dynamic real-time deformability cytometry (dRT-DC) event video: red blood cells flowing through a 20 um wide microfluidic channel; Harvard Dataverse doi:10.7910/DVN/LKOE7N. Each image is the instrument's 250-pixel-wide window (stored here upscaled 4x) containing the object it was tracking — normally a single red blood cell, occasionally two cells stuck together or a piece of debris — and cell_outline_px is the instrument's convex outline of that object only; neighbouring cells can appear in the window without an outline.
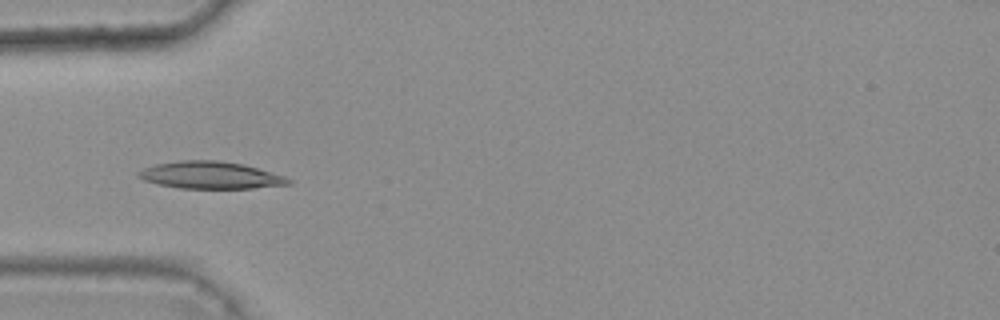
{"species": "common noctule bat (a hibernating species)", "species_latin": "Nyctalus noctula", "temperature_condition": "warm", "stored_images_in_passage": 45, "camera_frame_rate_fps": 3000, "um_per_image_px": 0.085, "animal": {"sex": "female", "body_mass_g": 25.1}, "frame": {"image": 1, "passage_image": 16, "time_ms": 5.0, "image_size_px": [1000, 320], "cell_outline_px": [[292, 184], [252, 188], [180, 188], [160, 184], [144, 180], [136, 176], [136, 172], [144, 168], [156, 164], [180, 160], [216, 160], [244, 164], [284, 176], [292, 180]], "centroid_in_image_um": [17.89, 14.88], "position_along_channel_um": 67.1, "area_um2": 23.64}}
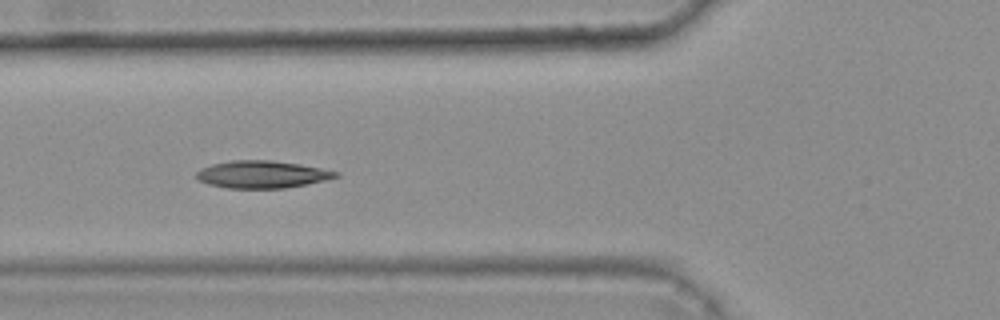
{"frame": {"image": 2, "passage_image": 19, "time_ms": 6.0, "image_size_px": [1000, 320], "cell_outline_px": [[340, 176], [308, 184], [284, 188], [228, 188], [208, 184], [196, 180], [196, 172], [200, 168], [212, 164], [232, 160], [272, 160], [300, 164], [340, 172]], "centroid_in_image_um": [22.25, 14.82], "position_along_channel_um": 103.6, "area_um2": 22.31}}
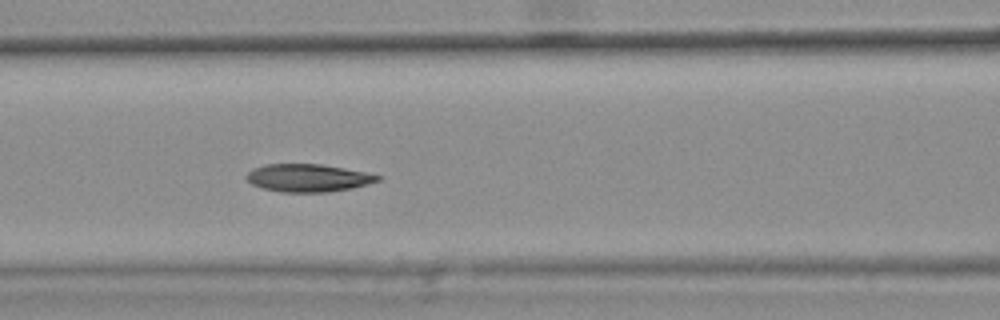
{"frame": {"image": 3, "passage_image": 22, "time_ms": 7.0, "image_size_px": [1000, 320], "cell_outline_px": [[384, 176], [380, 180], [368, 184], [352, 188], [328, 192], [280, 192], [264, 188], [252, 184], [244, 176], [252, 168], [268, 164], [320, 164], [344, 168]], "centroid_in_image_um": [26.19, 15.12], "position_along_channel_um": 140.4, "area_um2": 21.21}, "authors_computed_cell_mechanics": {"area_um2": 21.9062, "velocity_mm_per_s": 3.6744, "shape_relaxation_time_tau1_ms": 10.3206, "shape_relaxation_time_tau2_ms": 3.0638, "deformation_change_tau1": 0.2146, "deformation_change_tau2": 0.0697}}